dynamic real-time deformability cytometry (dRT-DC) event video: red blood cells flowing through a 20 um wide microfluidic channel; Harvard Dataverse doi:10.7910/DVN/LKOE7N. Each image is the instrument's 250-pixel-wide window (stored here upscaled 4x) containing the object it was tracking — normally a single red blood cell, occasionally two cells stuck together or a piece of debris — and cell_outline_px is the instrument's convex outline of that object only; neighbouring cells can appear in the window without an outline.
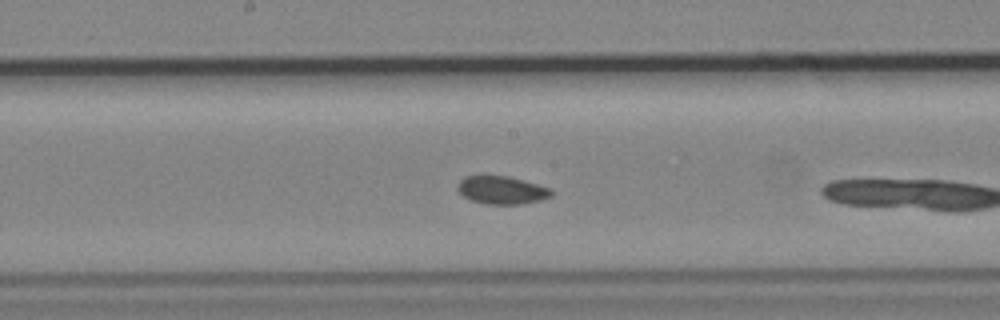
{"species": "common noctule bat (a hibernating species)", "species_latin": "Nyctalus noctula", "temperature_condition": "cold", "stored_images_in_passage": 28, "camera_frame_rate_fps": 3000, "um_per_image_px": 0.085, "animal": {"sex": "male", "body_mass_g": 19.2, "forearm_length_mm": 51.8}, "frame": {"image": 1, "passage_image": 13, "time_ms": 4.0, "image_size_px": [1000, 320], "cell_outline_px": [[552, 196], [540, 200], [520, 204], [488, 204], [472, 200], [464, 196], [456, 188], [456, 184], [464, 176], [508, 176], [552, 188]], "centroid_in_image_um": [42.65, 16.15], "position_along_channel_um": 205.6, "area_um2": 15.2}}
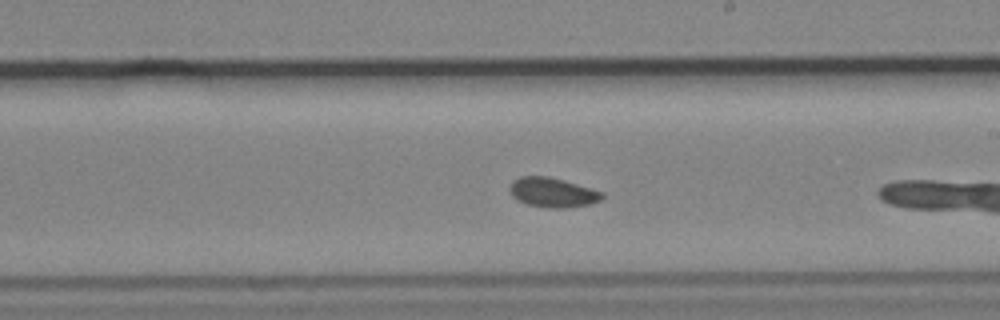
{"frame": {"image": 2, "passage_image": 16, "time_ms": 5.0, "image_size_px": [1000, 320], "cell_outline_px": [[604, 196], [600, 200], [592, 204], [568, 208], [548, 208], [528, 204], [512, 196], [508, 188], [512, 180], [520, 176], [548, 176], [564, 180], [604, 192]], "centroid_in_image_um": [46.98, 16.35], "position_along_channel_um": 242.0, "area_um2": 16.07}}